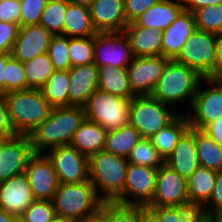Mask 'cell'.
<instances>
[{
	"label": "cell",
	"mask_w": 222,
	"mask_h": 222,
	"mask_svg": "<svg viewBox=\"0 0 222 222\" xmlns=\"http://www.w3.org/2000/svg\"><path fill=\"white\" fill-rule=\"evenodd\" d=\"M184 10L194 12L195 10L205 7L221 4L222 0H181Z\"/></svg>",
	"instance_id": "f5cc1de1"
},
{
	"label": "cell",
	"mask_w": 222,
	"mask_h": 222,
	"mask_svg": "<svg viewBox=\"0 0 222 222\" xmlns=\"http://www.w3.org/2000/svg\"><path fill=\"white\" fill-rule=\"evenodd\" d=\"M20 25L0 21V53H11Z\"/></svg>",
	"instance_id": "ee69618b"
},
{
	"label": "cell",
	"mask_w": 222,
	"mask_h": 222,
	"mask_svg": "<svg viewBox=\"0 0 222 222\" xmlns=\"http://www.w3.org/2000/svg\"><path fill=\"white\" fill-rule=\"evenodd\" d=\"M89 11L97 33L123 32L128 24L124 14V0H96Z\"/></svg>",
	"instance_id": "d6986e66"
},
{
	"label": "cell",
	"mask_w": 222,
	"mask_h": 222,
	"mask_svg": "<svg viewBox=\"0 0 222 222\" xmlns=\"http://www.w3.org/2000/svg\"><path fill=\"white\" fill-rule=\"evenodd\" d=\"M170 168L187 179L200 166L196 143L195 129L189 128L179 139L173 152L164 160Z\"/></svg>",
	"instance_id": "44dd1931"
},
{
	"label": "cell",
	"mask_w": 222,
	"mask_h": 222,
	"mask_svg": "<svg viewBox=\"0 0 222 222\" xmlns=\"http://www.w3.org/2000/svg\"><path fill=\"white\" fill-rule=\"evenodd\" d=\"M71 67L82 66L94 61V36L68 37Z\"/></svg>",
	"instance_id": "8d00e7d4"
},
{
	"label": "cell",
	"mask_w": 222,
	"mask_h": 222,
	"mask_svg": "<svg viewBox=\"0 0 222 222\" xmlns=\"http://www.w3.org/2000/svg\"><path fill=\"white\" fill-rule=\"evenodd\" d=\"M25 174L35 200H52L59 186L52 161L45 153H35L29 160Z\"/></svg>",
	"instance_id": "9a60e30c"
},
{
	"label": "cell",
	"mask_w": 222,
	"mask_h": 222,
	"mask_svg": "<svg viewBox=\"0 0 222 222\" xmlns=\"http://www.w3.org/2000/svg\"><path fill=\"white\" fill-rule=\"evenodd\" d=\"M127 161L130 164L156 169L164 163L163 158L158 154L157 149L153 146L149 138L140 139L127 156Z\"/></svg>",
	"instance_id": "e575fe53"
},
{
	"label": "cell",
	"mask_w": 222,
	"mask_h": 222,
	"mask_svg": "<svg viewBox=\"0 0 222 222\" xmlns=\"http://www.w3.org/2000/svg\"><path fill=\"white\" fill-rule=\"evenodd\" d=\"M123 33L129 41L134 57L162 56V31L128 23Z\"/></svg>",
	"instance_id": "603a6c76"
},
{
	"label": "cell",
	"mask_w": 222,
	"mask_h": 222,
	"mask_svg": "<svg viewBox=\"0 0 222 222\" xmlns=\"http://www.w3.org/2000/svg\"><path fill=\"white\" fill-rule=\"evenodd\" d=\"M183 10L181 0H159L141 14L134 23L137 26L164 31Z\"/></svg>",
	"instance_id": "cb8c5ba5"
},
{
	"label": "cell",
	"mask_w": 222,
	"mask_h": 222,
	"mask_svg": "<svg viewBox=\"0 0 222 222\" xmlns=\"http://www.w3.org/2000/svg\"><path fill=\"white\" fill-rule=\"evenodd\" d=\"M127 168V158L104 150L89 157V180L105 202H113L123 192Z\"/></svg>",
	"instance_id": "277c9868"
},
{
	"label": "cell",
	"mask_w": 222,
	"mask_h": 222,
	"mask_svg": "<svg viewBox=\"0 0 222 222\" xmlns=\"http://www.w3.org/2000/svg\"><path fill=\"white\" fill-rule=\"evenodd\" d=\"M214 79L221 87H222V69L218 71L213 77Z\"/></svg>",
	"instance_id": "94428289"
},
{
	"label": "cell",
	"mask_w": 222,
	"mask_h": 222,
	"mask_svg": "<svg viewBox=\"0 0 222 222\" xmlns=\"http://www.w3.org/2000/svg\"><path fill=\"white\" fill-rule=\"evenodd\" d=\"M141 138L140 132L130 124L118 129L108 130L104 151L127 158Z\"/></svg>",
	"instance_id": "f546056e"
},
{
	"label": "cell",
	"mask_w": 222,
	"mask_h": 222,
	"mask_svg": "<svg viewBox=\"0 0 222 222\" xmlns=\"http://www.w3.org/2000/svg\"><path fill=\"white\" fill-rule=\"evenodd\" d=\"M157 172L153 167L128 163L123 192L113 202L147 206L155 193Z\"/></svg>",
	"instance_id": "30bf717a"
},
{
	"label": "cell",
	"mask_w": 222,
	"mask_h": 222,
	"mask_svg": "<svg viewBox=\"0 0 222 222\" xmlns=\"http://www.w3.org/2000/svg\"><path fill=\"white\" fill-rule=\"evenodd\" d=\"M217 171L199 166L187 178V196L189 200L206 205L213 193Z\"/></svg>",
	"instance_id": "f1b7e54d"
},
{
	"label": "cell",
	"mask_w": 222,
	"mask_h": 222,
	"mask_svg": "<svg viewBox=\"0 0 222 222\" xmlns=\"http://www.w3.org/2000/svg\"><path fill=\"white\" fill-rule=\"evenodd\" d=\"M195 29L193 13L183 10L174 22L162 31V56L174 59Z\"/></svg>",
	"instance_id": "7402d4cb"
},
{
	"label": "cell",
	"mask_w": 222,
	"mask_h": 222,
	"mask_svg": "<svg viewBox=\"0 0 222 222\" xmlns=\"http://www.w3.org/2000/svg\"><path fill=\"white\" fill-rule=\"evenodd\" d=\"M186 200L187 179L163 163L158 168L155 193L147 207H174Z\"/></svg>",
	"instance_id": "2e32d148"
},
{
	"label": "cell",
	"mask_w": 222,
	"mask_h": 222,
	"mask_svg": "<svg viewBox=\"0 0 222 222\" xmlns=\"http://www.w3.org/2000/svg\"><path fill=\"white\" fill-rule=\"evenodd\" d=\"M45 154L52 161L59 183L73 184L89 180V157L73 146L54 147Z\"/></svg>",
	"instance_id": "8fae6325"
},
{
	"label": "cell",
	"mask_w": 222,
	"mask_h": 222,
	"mask_svg": "<svg viewBox=\"0 0 222 222\" xmlns=\"http://www.w3.org/2000/svg\"><path fill=\"white\" fill-rule=\"evenodd\" d=\"M66 10L67 0H48L39 24L44 26L53 35L62 34Z\"/></svg>",
	"instance_id": "836d02e7"
},
{
	"label": "cell",
	"mask_w": 222,
	"mask_h": 222,
	"mask_svg": "<svg viewBox=\"0 0 222 222\" xmlns=\"http://www.w3.org/2000/svg\"><path fill=\"white\" fill-rule=\"evenodd\" d=\"M131 100L97 89L83 106L86 119L108 130L129 124Z\"/></svg>",
	"instance_id": "52a82bcc"
},
{
	"label": "cell",
	"mask_w": 222,
	"mask_h": 222,
	"mask_svg": "<svg viewBox=\"0 0 222 222\" xmlns=\"http://www.w3.org/2000/svg\"><path fill=\"white\" fill-rule=\"evenodd\" d=\"M13 222H25L22 216H14Z\"/></svg>",
	"instance_id": "be15d7a7"
},
{
	"label": "cell",
	"mask_w": 222,
	"mask_h": 222,
	"mask_svg": "<svg viewBox=\"0 0 222 222\" xmlns=\"http://www.w3.org/2000/svg\"><path fill=\"white\" fill-rule=\"evenodd\" d=\"M222 69V33L216 39V73Z\"/></svg>",
	"instance_id": "11a10c76"
},
{
	"label": "cell",
	"mask_w": 222,
	"mask_h": 222,
	"mask_svg": "<svg viewBox=\"0 0 222 222\" xmlns=\"http://www.w3.org/2000/svg\"><path fill=\"white\" fill-rule=\"evenodd\" d=\"M159 0H124V14L127 23L134 22L149 7Z\"/></svg>",
	"instance_id": "f6af8a7d"
},
{
	"label": "cell",
	"mask_w": 222,
	"mask_h": 222,
	"mask_svg": "<svg viewBox=\"0 0 222 222\" xmlns=\"http://www.w3.org/2000/svg\"><path fill=\"white\" fill-rule=\"evenodd\" d=\"M68 87L69 107L84 106L90 96L98 89L99 68L93 62L69 69Z\"/></svg>",
	"instance_id": "ffe728a7"
},
{
	"label": "cell",
	"mask_w": 222,
	"mask_h": 222,
	"mask_svg": "<svg viewBox=\"0 0 222 222\" xmlns=\"http://www.w3.org/2000/svg\"><path fill=\"white\" fill-rule=\"evenodd\" d=\"M20 0H0V21L20 25Z\"/></svg>",
	"instance_id": "bcb514c9"
},
{
	"label": "cell",
	"mask_w": 222,
	"mask_h": 222,
	"mask_svg": "<svg viewBox=\"0 0 222 222\" xmlns=\"http://www.w3.org/2000/svg\"><path fill=\"white\" fill-rule=\"evenodd\" d=\"M70 2L90 7L96 0H69Z\"/></svg>",
	"instance_id": "6f0895ef"
},
{
	"label": "cell",
	"mask_w": 222,
	"mask_h": 222,
	"mask_svg": "<svg viewBox=\"0 0 222 222\" xmlns=\"http://www.w3.org/2000/svg\"><path fill=\"white\" fill-rule=\"evenodd\" d=\"M204 79L195 69L169 59L164 64V69L152 97L171 107L189 104L192 106L200 82ZM182 103V105H181Z\"/></svg>",
	"instance_id": "7a4b0ae2"
},
{
	"label": "cell",
	"mask_w": 222,
	"mask_h": 222,
	"mask_svg": "<svg viewBox=\"0 0 222 222\" xmlns=\"http://www.w3.org/2000/svg\"><path fill=\"white\" fill-rule=\"evenodd\" d=\"M52 33L41 24L22 26L14 42L11 56L24 63L47 53Z\"/></svg>",
	"instance_id": "e0dca14e"
},
{
	"label": "cell",
	"mask_w": 222,
	"mask_h": 222,
	"mask_svg": "<svg viewBox=\"0 0 222 222\" xmlns=\"http://www.w3.org/2000/svg\"><path fill=\"white\" fill-rule=\"evenodd\" d=\"M106 134L107 130L100 124L85 119L75 132L70 145L76 148L80 153L90 157L104 150Z\"/></svg>",
	"instance_id": "d4e9b609"
},
{
	"label": "cell",
	"mask_w": 222,
	"mask_h": 222,
	"mask_svg": "<svg viewBox=\"0 0 222 222\" xmlns=\"http://www.w3.org/2000/svg\"><path fill=\"white\" fill-rule=\"evenodd\" d=\"M10 122L16 134L29 135L54 108L40 89H24L4 93Z\"/></svg>",
	"instance_id": "3957f363"
},
{
	"label": "cell",
	"mask_w": 222,
	"mask_h": 222,
	"mask_svg": "<svg viewBox=\"0 0 222 222\" xmlns=\"http://www.w3.org/2000/svg\"><path fill=\"white\" fill-rule=\"evenodd\" d=\"M168 60L163 56L134 57L127 67L132 93L135 96H151Z\"/></svg>",
	"instance_id": "5bb4252c"
},
{
	"label": "cell",
	"mask_w": 222,
	"mask_h": 222,
	"mask_svg": "<svg viewBox=\"0 0 222 222\" xmlns=\"http://www.w3.org/2000/svg\"><path fill=\"white\" fill-rule=\"evenodd\" d=\"M48 0H20V27L39 24Z\"/></svg>",
	"instance_id": "7bdbcfd3"
},
{
	"label": "cell",
	"mask_w": 222,
	"mask_h": 222,
	"mask_svg": "<svg viewBox=\"0 0 222 222\" xmlns=\"http://www.w3.org/2000/svg\"><path fill=\"white\" fill-rule=\"evenodd\" d=\"M176 113L152 96H135L131 99L129 124L140 132L142 138H150L170 124L179 115Z\"/></svg>",
	"instance_id": "8992f818"
},
{
	"label": "cell",
	"mask_w": 222,
	"mask_h": 222,
	"mask_svg": "<svg viewBox=\"0 0 222 222\" xmlns=\"http://www.w3.org/2000/svg\"><path fill=\"white\" fill-rule=\"evenodd\" d=\"M78 222H111V202H104L97 211L88 214Z\"/></svg>",
	"instance_id": "f907efd6"
},
{
	"label": "cell",
	"mask_w": 222,
	"mask_h": 222,
	"mask_svg": "<svg viewBox=\"0 0 222 222\" xmlns=\"http://www.w3.org/2000/svg\"><path fill=\"white\" fill-rule=\"evenodd\" d=\"M139 222H156L155 218L147 211Z\"/></svg>",
	"instance_id": "680465c9"
},
{
	"label": "cell",
	"mask_w": 222,
	"mask_h": 222,
	"mask_svg": "<svg viewBox=\"0 0 222 222\" xmlns=\"http://www.w3.org/2000/svg\"><path fill=\"white\" fill-rule=\"evenodd\" d=\"M16 135L17 134L10 122L4 93L0 92V138L5 139Z\"/></svg>",
	"instance_id": "c3c4849f"
},
{
	"label": "cell",
	"mask_w": 222,
	"mask_h": 222,
	"mask_svg": "<svg viewBox=\"0 0 222 222\" xmlns=\"http://www.w3.org/2000/svg\"><path fill=\"white\" fill-rule=\"evenodd\" d=\"M205 207L206 212L210 217L222 209V169L217 171L213 193Z\"/></svg>",
	"instance_id": "7dc6e473"
},
{
	"label": "cell",
	"mask_w": 222,
	"mask_h": 222,
	"mask_svg": "<svg viewBox=\"0 0 222 222\" xmlns=\"http://www.w3.org/2000/svg\"><path fill=\"white\" fill-rule=\"evenodd\" d=\"M85 119L83 106L54 107L48 118L29 134L33 151L46 153L54 147L70 145Z\"/></svg>",
	"instance_id": "6da1fadb"
},
{
	"label": "cell",
	"mask_w": 222,
	"mask_h": 222,
	"mask_svg": "<svg viewBox=\"0 0 222 222\" xmlns=\"http://www.w3.org/2000/svg\"><path fill=\"white\" fill-rule=\"evenodd\" d=\"M52 202L56 216L78 222L97 211L105 201L88 180L73 184L59 183Z\"/></svg>",
	"instance_id": "5b68a950"
},
{
	"label": "cell",
	"mask_w": 222,
	"mask_h": 222,
	"mask_svg": "<svg viewBox=\"0 0 222 222\" xmlns=\"http://www.w3.org/2000/svg\"><path fill=\"white\" fill-rule=\"evenodd\" d=\"M193 15L196 29L215 35L222 33V3L199 8Z\"/></svg>",
	"instance_id": "d590c367"
},
{
	"label": "cell",
	"mask_w": 222,
	"mask_h": 222,
	"mask_svg": "<svg viewBox=\"0 0 222 222\" xmlns=\"http://www.w3.org/2000/svg\"><path fill=\"white\" fill-rule=\"evenodd\" d=\"M134 55L123 32L96 33L94 35V63L98 67H128Z\"/></svg>",
	"instance_id": "7c38bea8"
},
{
	"label": "cell",
	"mask_w": 222,
	"mask_h": 222,
	"mask_svg": "<svg viewBox=\"0 0 222 222\" xmlns=\"http://www.w3.org/2000/svg\"><path fill=\"white\" fill-rule=\"evenodd\" d=\"M50 222H74V221L67 218L55 216Z\"/></svg>",
	"instance_id": "6125c7cd"
},
{
	"label": "cell",
	"mask_w": 222,
	"mask_h": 222,
	"mask_svg": "<svg viewBox=\"0 0 222 222\" xmlns=\"http://www.w3.org/2000/svg\"><path fill=\"white\" fill-rule=\"evenodd\" d=\"M47 54L54 70H69L71 59L68 51V37L66 35H52Z\"/></svg>",
	"instance_id": "74e56055"
},
{
	"label": "cell",
	"mask_w": 222,
	"mask_h": 222,
	"mask_svg": "<svg viewBox=\"0 0 222 222\" xmlns=\"http://www.w3.org/2000/svg\"><path fill=\"white\" fill-rule=\"evenodd\" d=\"M147 206L122 205L111 202V222H139Z\"/></svg>",
	"instance_id": "b9f144b4"
},
{
	"label": "cell",
	"mask_w": 222,
	"mask_h": 222,
	"mask_svg": "<svg viewBox=\"0 0 222 222\" xmlns=\"http://www.w3.org/2000/svg\"><path fill=\"white\" fill-rule=\"evenodd\" d=\"M195 143L200 166L220 171L222 169V146L204 131L195 129Z\"/></svg>",
	"instance_id": "1f68e13d"
},
{
	"label": "cell",
	"mask_w": 222,
	"mask_h": 222,
	"mask_svg": "<svg viewBox=\"0 0 222 222\" xmlns=\"http://www.w3.org/2000/svg\"><path fill=\"white\" fill-rule=\"evenodd\" d=\"M35 154L29 135L17 134L0 144V183L22 174Z\"/></svg>",
	"instance_id": "4fadbf2b"
},
{
	"label": "cell",
	"mask_w": 222,
	"mask_h": 222,
	"mask_svg": "<svg viewBox=\"0 0 222 222\" xmlns=\"http://www.w3.org/2000/svg\"><path fill=\"white\" fill-rule=\"evenodd\" d=\"M202 131L222 146V117L209 123Z\"/></svg>",
	"instance_id": "816d5d0a"
},
{
	"label": "cell",
	"mask_w": 222,
	"mask_h": 222,
	"mask_svg": "<svg viewBox=\"0 0 222 222\" xmlns=\"http://www.w3.org/2000/svg\"><path fill=\"white\" fill-rule=\"evenodd\" d=\"M98 89L107 93L124 97L131 100L135 95L132 93L127 67H98Z\"/></svg>",
	"instance_id": "83f0119b"
},
{
	"label": "cell",
	"mask_w": 222,
	"mask_h": 222,
	"mask_svg": "<svg viewBox=\"0 0 222 222\" xmlns=\"http://www.w3.org/2000/svg\"><path fill=\"white\" fill-rule=\"evenodd\" d=\"M69 85V70H55L40 91L53 107H69Z\"/></svg>",
	"instance_id": "4dcf8cb0"
},
{
	"label": "cell",
	"mask_w": 222,
	"mask_h": 222,
	"mask_svg": "<svg viewBox=\"0 0 222 222\" xmlns=\"http://www.w3.org/2000/svg\"><path fill=\"white\" fill-rule=\"evenodd\" d=\"M11 53H0V92L5 93V65L11 58Z\"/></svg>",
	"instance_id": "db71d44e"
},
{
	"label": "cell",
	"mask_w": 222,
	"mask_h": 222,
	"mask_svg": "<svg viewBox=\"0 0 222 222\" xmlns=\"http://www.w3.org/2000/svg\"><path fill=\"white\" fill-rule=\"evenodd\" d=\"M5 93L27 89L23 63L11 57L5 65Z\"/></svg>",
	"instance_id": "f35d334b"
},
{
	"label": "cell",
	"mask_w": 222,
	"mask_h": 222,
	"mask_svg": "<svg viewBox=\"0 0 222 222\" xmlns=\"http://www.w3.org/2000/svg\"><path fill=\"white\" fill-rule=\"evenodd\" d=\"M147 211L155 218L156 222H180L176 206L147 207Z\"/></svg>",
	"instance_id": "681fc988"
},
{
	"label": "cell",
	"mask_w": 222,
	"mask_h": 222,
	"mask_svg": "<svg viewBox=\"0 0 222 222\" xmlns=\"http://www.w3.org/2000/svg\"><path fill=\"white\" fill-rule=\"evenodd\" d=\"M188 109L186 115L190 127L203 130L209 123L222 117V87L214 79L204 78L200 82L191 108Z\"/></svg>",
	"instance_id": "9c48e42d"
},
{
	"label": "cell",
	"mask_w": 222,
	"mask_h": 222,
	"mask_svg": "<svg viewBox=\"0 0 222 222\" xmlns=\"http://www.w3.org/2000/svg\"><path fill=\"white\" fill-rule=\"evenodd\" d=\"M14 215L0 208V222H13Z\"/></svg>",
	"instance_id": "9f6ffc18"
},
{
	"label": "cell",
	"mask_w": 222,
	"mask_h": 222,
	"mask_svg": "<svg viewBox=\"0 0 222 222\" xmlns=\"http://www.w3.org/2000/svg\"><path fill=\"white\" fill-rule=\"evenodd\" d=\"M189 128V120L185 111V114L179 113L170 124L159 130L149 139L157 149L158 154L165 160L173 152L179 139Z\"/></svg>",
	"instance_id": "484cf974"
},
{
	"label": "cell",
	"mask_w": 222,
	"mask_h": 222,
	"mask_svg": "<svg viewBox=\"0 0 222 222\" xmlns=\"http://www.w3.org/2000/svg\"><path fill=\"white\" fill-rule=\"evenodd\" d=\"M27 89H40L55 71L47 53L23 63Z\"/></svg>",
	"instance_id": "d6a6232c"
},
{
	"label": "cell",
	"mask_w": 222,
	"mask_h": 222,
	"mask_svg": "<svg viewBox=\"0 0 222 222\" xmlns=\"http://www.w3.org/2000/svg\"><path fill=\"white\" fill-rule=\"evenodd\" d=\"M64 20L62 35L69 38L94 36L97 33L91 22L89 7L67 0Z\"/></svg>",
	"instance_id": "4316f807"
},
{
	"label": "cell",
	"mask_w": 222,
	"mask_h": 222,
	"mask_svg": "<svg viewBox=\"0 0 222 222\" xmlns=\"http://www.w3.org/2000/svg\"><path fill=\"white\" fill-rule=\"evenodd\" d=\"M211 222H222V209L211 217Z\"/></svg>",
	"instance_id": "91938a15"
},
{
	"label": "cell",
	"mask_w": 222,
	"mask_h": 222,
	"mask_svg": "<svg viewBox=\"0 0 222 222\" xmlns=\"http://www.w3.org/2000/svg\"><path fill=\"white\" fill-rule=\"evenodd\" d=\"M180 222H211V217L206 212L204 204L194 200L183 201L176 206Z\"/></svg>",
	"instance_id": "60d3db41"
},
{
	"label": "cell",
	"mask_w": 222,
	"mask_h": 222,
	"mask_svg": "<svg viewBox=\"0 0 222 222\" xmlns=\"http://www.w3.org/2000/svg\"><path fill=\"white\" fill-rule=\"evenodd\" d=\"M21 216L25 222H50L56 214L52 200H34Z\"/></svg>",
	"instance_id": "ab89813d"
},
{
	"label": "cell",
	"mask_w": 222,
	"mask_h": 222,
	"mask_svg": "<svg viewBox=\"0 0 222 222\" xmlns=\"http://www.w3.org/2000/svg\"><path fill=\"white\" fill-rule=\"evenodd\" d=\"M216 39L215 34L195 29L174 60L212 78L216 74Z\"/></svg>",
	"instance_id": "ba28073f"
},
{
	"label": "cell",
	"mask_w": 222,
	"mask_h": 222,
	"mask_svg": "<svg viewBox=\"0 0 222 222\" xmlns=\"http://www.w3.org/2000/svg\"><path fill=\"white\" fill-rule=\"evenodd\" d=\"M34 200L25 172L0 183V208L6 212L21 216Z\"/></svg>",
	"instance_id": "ac0fdd59"
}]
</instances>
